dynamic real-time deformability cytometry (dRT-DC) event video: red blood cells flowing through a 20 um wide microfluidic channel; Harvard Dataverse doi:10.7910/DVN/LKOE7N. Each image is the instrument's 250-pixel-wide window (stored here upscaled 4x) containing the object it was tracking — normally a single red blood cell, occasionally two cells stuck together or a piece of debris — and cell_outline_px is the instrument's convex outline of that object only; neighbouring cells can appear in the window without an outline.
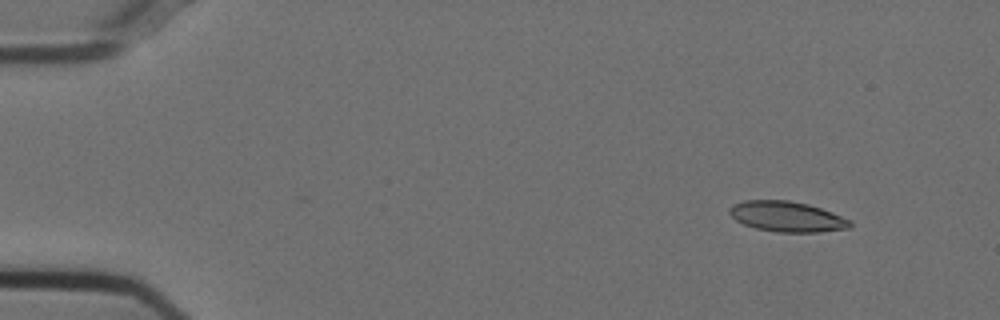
{"species": "Egyptian fruit bat (a non-hibernating species)", "species_latin": "Rousettus aegyptiacus", "temperature_condition": "cold", "stored_images_in_passage": 50, "camera_frame_rate_fps": 3000, "um_per_image_px": 0.085, "animal": {"sex": "female"}, "frame": {"image": 1, "passage_image": 1, "time_ms": 0.0, "image_size_px": [1000, 320], "cell_outline_px": [[852, 228], [820, 232], [776, 232], [756, 228], [744, 224], [736, 220], [728, 212], [732, 204], [744, 200], [788, 200], [808, 204], [832, 212], [852, 220]], "centroid_in_image_um": [66.92, 18.41], "position_along_channel_um": 18.1, "area_um2": 21.5}}
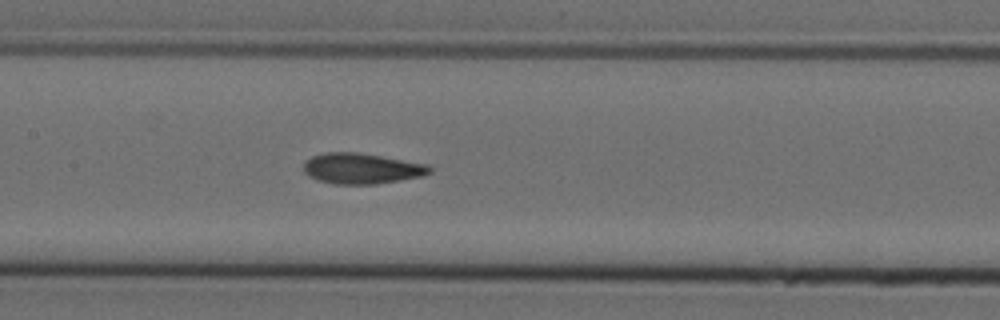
{"frame": {"image": 2, "passage_image": 22, "time_ms": 7.0, "image_size_px": [1000, 320], "cell_outline_px": [[432, 172], [424, 176], [376, 184], [332, 184], [316, 180], [308, 176], [304, 172], [304, 160], [312, 156], [324, 152], [356, 152], [428, 164], [432, 168]], "centroid_in_image_um": [30.72, 14.33], "position_along_channel_um": 176.7, "area_um2": 22.72}}
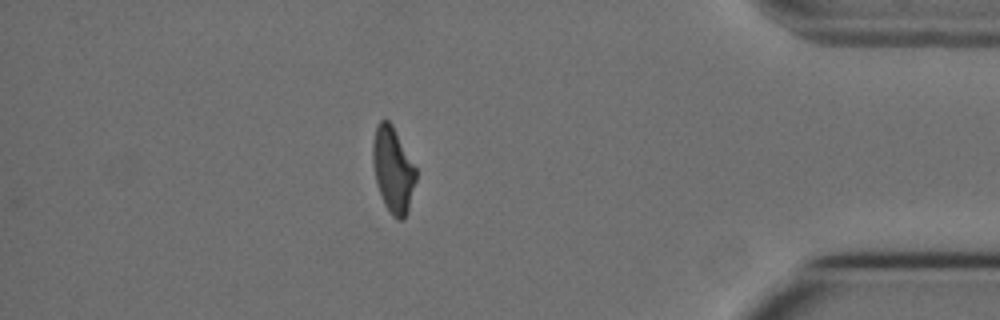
{"frame": {"image": 3, "passage_image": 43, "time_ms": 14.0, "image_size_px": [1000, 320], "cell_outline_px": [[416, 180], [408, 212], [404, 220], [396, 220], [392, 216], [384, 204], [376, 180], [372, 160], [372, 144], [376, 128], [380, 120], [388, 120], [392, 124], [416, 168]], "centroid_in_image_um": [33.41, 14.46], "position_along_channel_um": 401.8, "area_um2": 21.44}, "authors_computed_cell_mechanics": {"area_um2": 22.1374, "velocity_mm_per_s": 3.7455, "shape_relaxation_time_tau1_ms": 10.8259, "shape_relaxation_time_tau2_ms": 2.4173, "deformation_change_tau1": 0.2386, "deformation_change_tau2": 0.0843}}